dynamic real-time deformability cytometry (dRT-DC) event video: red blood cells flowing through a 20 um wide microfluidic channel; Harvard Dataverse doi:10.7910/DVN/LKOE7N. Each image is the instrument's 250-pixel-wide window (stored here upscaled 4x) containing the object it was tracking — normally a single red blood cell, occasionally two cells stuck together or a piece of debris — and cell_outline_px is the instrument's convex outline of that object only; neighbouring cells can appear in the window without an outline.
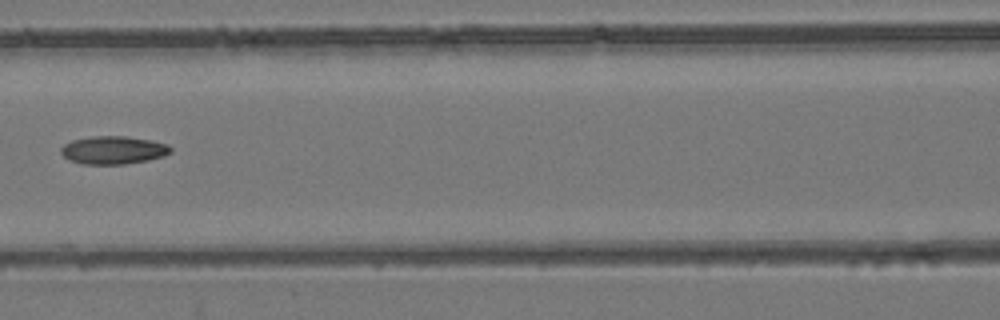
{"species": "common noctule bat (a hibernating species)", "species_latin": "Nyctalus noctula", "temperature_condition": "room temperature", "stored_images_in_passage": 7, "camera_frame_rate_fps": 3000, "um_per_image_px": 0.085, "animal": {"sex": "female", "body_mass_g": 24.6, "forearm_length_mm": 56.2}, "frame": {"image": 1, "passage_image": 7, "time_ms": 2.0, "image_size_px": [1000, 320], "cell_outline_px": [[172, 152], [164, 156], [148, 160], [124, 164], [80, 164], [68, 160], [60, 152], [60, 148], [64, 144], [72, 140], [92, 136], [128, 136], [152, 140], [168, 144], [172, 148]], "centroid_in_image_um": [9.63, 12.75], "position_along_channel_um": 157.0, "area_um2": 18.15}}